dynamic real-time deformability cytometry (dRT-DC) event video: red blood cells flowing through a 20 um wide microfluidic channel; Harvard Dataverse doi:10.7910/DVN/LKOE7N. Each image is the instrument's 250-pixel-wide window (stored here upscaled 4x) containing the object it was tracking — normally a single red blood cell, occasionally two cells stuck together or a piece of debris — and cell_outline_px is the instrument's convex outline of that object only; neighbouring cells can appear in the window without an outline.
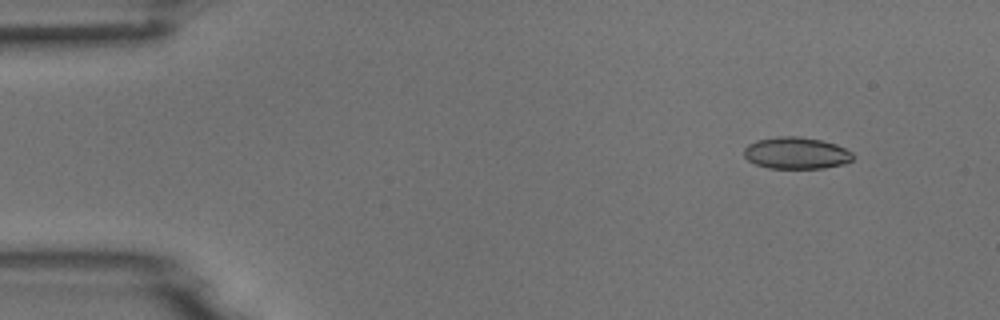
{"species": "common noctule bat (a hibernating species)", "species_latin": "Nyctalus noctula", "temperature_condition": "room temperature", "stored_images_in_passage": 7, "camera_frame_rate_fps": 3000, "um_per_image_px": 0.085, "animal": {"sex": "male", "body_mass_g": 18.8}, "frame": {"image": 1, "passage_image": 2, "time_ms": 0.333, "image_size_px": [1000, 320], "cell_outline_px": [[852, 160], [844, 164], [824, 168], [768, 168], [756, 164], [748, 160], [744, 156], [744, 148], [748, 144], [756, 140], [776, 136], [796, 136], [820, 140], [836, 144], [852, 152]], "centroid_in_image_um": [67.66, 13.01], "position_along_channel_um": 17.3, "area_um2": 20.17}}
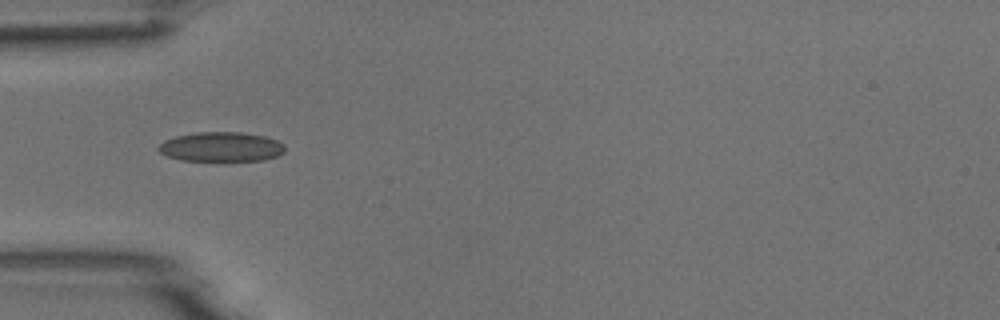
{"frame": {"image": 2, "passage_image": 5, "time_ms": 1.333, "image_size_px": [1000, 320], "cell_outline_px": [[284, 152], [276, 156], [264, 160], [180, 160], [168, 156], [160, 152], [156, 148], [164, 140], [176, 136], [196, 132], [244, 132], [264, 136], [276, 140], [284, 144]], "centroid_in_image_um": [18.79, 12.47], "position_along_channel_um": 66.2, "area_um2": 21.68}}
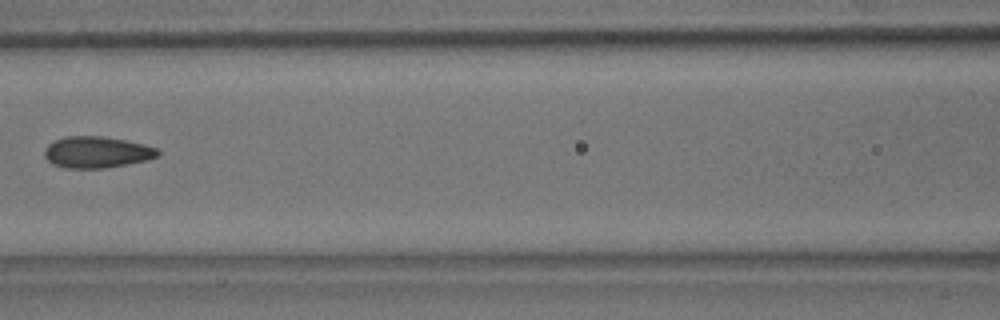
{"frame": {"image": 3, "passage_image": 7, "time_ms": 2.0, "image_size_px": [1000, 320], "cell_outline_px": [[160, 156], [148, 160], [104, 168], [64, 168], [52, 164], [44, 156], [44, 148], [48, 144], [64, 136], [100, 136], [124, 140], [144, 144], [156, 148], [160, 152]], "centroid_in_image_um": [8.21, 12.94], "position_along_channel_um": 158.4, "area_um2": 20.81}}